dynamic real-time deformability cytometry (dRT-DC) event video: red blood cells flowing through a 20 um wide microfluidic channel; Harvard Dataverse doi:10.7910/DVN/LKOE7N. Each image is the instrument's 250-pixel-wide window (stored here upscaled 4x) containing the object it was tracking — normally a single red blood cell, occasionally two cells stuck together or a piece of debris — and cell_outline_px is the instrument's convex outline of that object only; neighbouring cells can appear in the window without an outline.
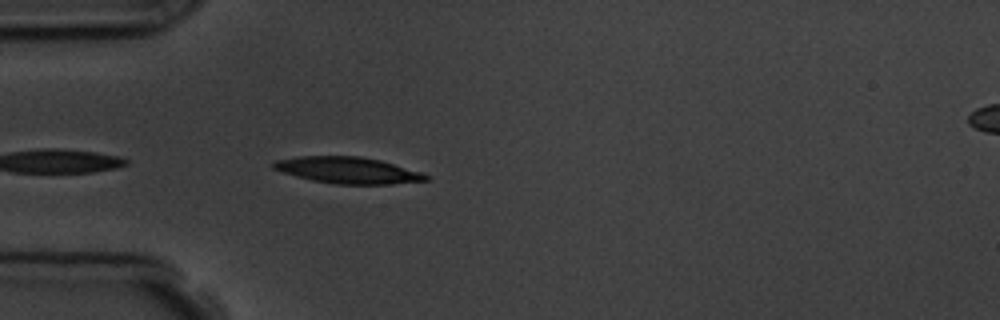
{"species": "common noctule bat (a hibernating species)", "species_latin": "Nyctalus noctula", "temperature_condition": "room temperature", "stored_images_in_passage": 4, "camera_frame_rate_fps": 3000, "um_per_image_px": 0.085, "animal": {"sex": "male", "body_mass_g": 19.5, "forearm_length_mm": 54.6}, "frame": {"image": 1, "passage_image": 4, "time_ms": 4.333, "image_size_px": [1000, 320], "cell_outline_px": [[428, 180], [392, 184], [336, 184], [312, 180], [296, 176], [272, 168], [272, 164], [276, 160], [300, 156], [360, 156], [380, 160], [420, 172], [428, 176]], "centroid_in_image_um": [29.55, 14.47], "position_along_channel_um": 55.5, "area_um2": 23.18}}